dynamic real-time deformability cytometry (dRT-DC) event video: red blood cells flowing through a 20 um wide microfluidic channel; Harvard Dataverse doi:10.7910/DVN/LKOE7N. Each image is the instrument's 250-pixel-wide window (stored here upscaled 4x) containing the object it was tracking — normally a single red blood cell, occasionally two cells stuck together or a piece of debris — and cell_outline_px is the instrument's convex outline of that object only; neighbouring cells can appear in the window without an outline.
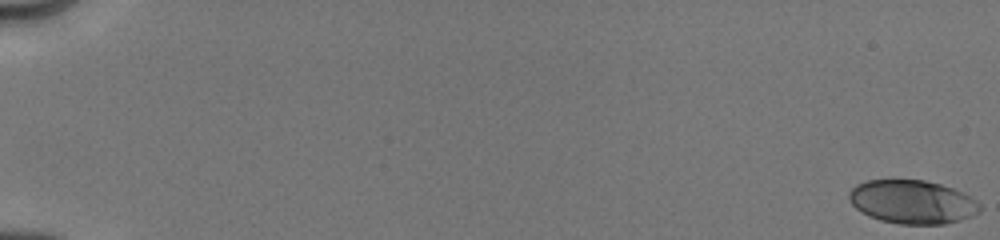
{"species": "human", "species_latin": "Homo sapiens", "temperature_condition": "cold", "stored_images_in_passage": 83, "camera_frame_rate_fps": 3000, "um_per_image_px": 0.085, "donor": {"sex": "male"}, "frame": {"image": 1, "passage_image": 1, "time_ms": 0.0, "image_size_px": [1000, 240], "cell_outline_px": [[980, 212], [972, 216], [960, 220], [944, 224], [900, 224], [880, 220], [868, 216], [856, 208], [852, 204], [848, 196], [848, 192], [856, 184], [868, 180], [924, 180], [940, 184], [952, 188], [976, 200], [980, 204]], "centroid_in_image_um": [77.53, 17.17], "position_along_channel_um": 7.5, "area_um2": 33.12}}
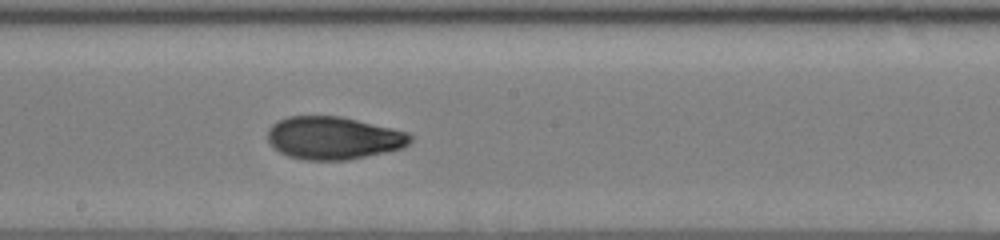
{"frame": {"image": 2, "passage_image": 39, "time_ms": 10.333, "image_size_px": [1000, 240], "cell_outline_px": [[412, 140], [404, 148], [348, 160], [308, 160], [288, 156], [272, 148], [268, 140], [268, 128], [272, 124], [288, 116], [340, 116], [392, 128], [408, 132], [412, 136]], "centroid_in_image_um": [28.34, 11.73], "position_along_channel_um": 219.9, "area_um2": 35.6}}
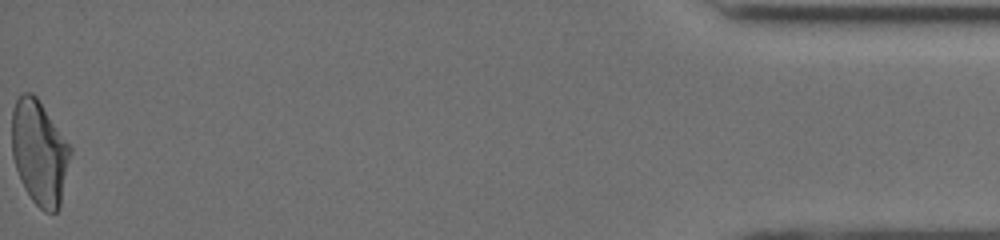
{"frame": {"image": 3, "passage_image": 83, "time_ms": 17.667, "image_size_px": [1000, 240], "cell_outline_px": [[72, 152], [60, 208], [56, 212], [44, 212], [32, 200], [24, 188], [20, 180], [12, 156], [12, 108], [16, 100], [24, 92], [32, 92], [36, 96], [72, 148]], "centroid_in_image_um": [3.36, 12.99], "position_along_channel_um": 431.8, "area_um2": 35.84}, "authors_computed_cell_mechanics": {"area_um2": 34.6222, "velocity_mm_per_s": 4.0138, "shape_relaxation_time_tau1_ms": 4.1911, "shape_relaxation_time_tau2_ms": 2.109, "deformation_change_tau1": 0.1603, "deformation_change_tau2": 0.0737}}